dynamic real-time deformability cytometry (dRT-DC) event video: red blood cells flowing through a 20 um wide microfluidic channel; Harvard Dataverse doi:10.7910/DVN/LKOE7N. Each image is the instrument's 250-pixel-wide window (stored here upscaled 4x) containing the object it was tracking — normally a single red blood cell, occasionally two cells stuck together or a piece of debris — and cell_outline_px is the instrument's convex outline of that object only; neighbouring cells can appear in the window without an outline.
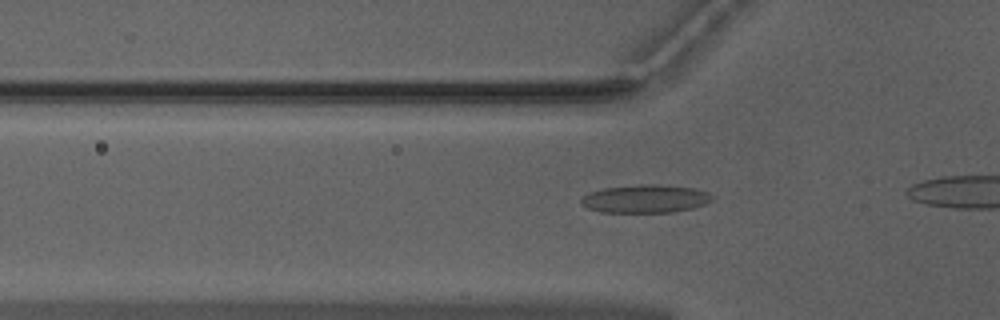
{"species": "Egyptian fruit bat (a non-hibernating species)", "species_latin": "Rousettus aegyptiacus", "temperature_condition": "warm", "stored_images_in_passage": 12, "camera_frame_rate_fps": 3000, "um_per_image_px": 0.085, "animal": {"sex": "male"}, "frame": {"image": 1, "passage_image": 6, "time_ms": 1.667, "image_size_px": [1000, 320], "cell_outline_px": [[716, 196], [712, 200], [704, 204], [692, 208], [672, 212], [600, 212], [588, 208], [580, 204], [580, 200], [588, 192], [604, 188], [644, 184], [656, 184], [696, 188], [708, 192]], "centroid_in_image_um": [54.87, 16.89], "position_along_channel_um": 70.9, "area_um2": 21.56}}
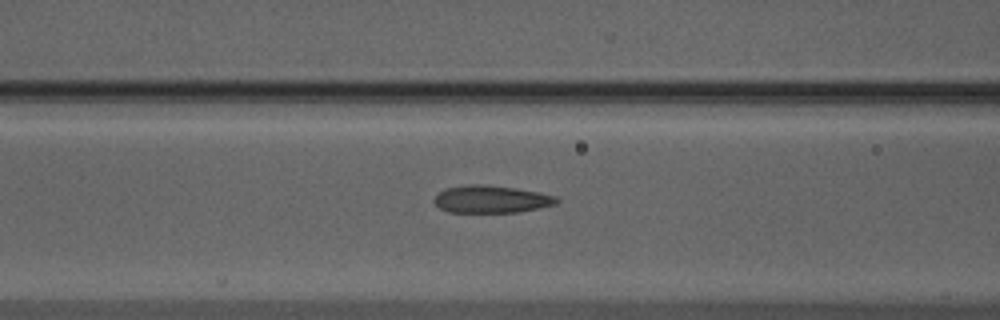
{"frame": {"image": 2, "passage_image": 10, "time_ms": 3.0, "image_size_px": [1000, 320], "cell_outline_px": [[560, 200], [556, 204], [540, 208], [516, 212], [448, 212], [440, 208], [432, 200], [444, 188], [468, 184], [484, 184], [540, 192], [556, 196]], "centroid_in_image_um": [41.76, 16.93], "position_along_channel_um": 124.8, "area_um2": 19.59}}